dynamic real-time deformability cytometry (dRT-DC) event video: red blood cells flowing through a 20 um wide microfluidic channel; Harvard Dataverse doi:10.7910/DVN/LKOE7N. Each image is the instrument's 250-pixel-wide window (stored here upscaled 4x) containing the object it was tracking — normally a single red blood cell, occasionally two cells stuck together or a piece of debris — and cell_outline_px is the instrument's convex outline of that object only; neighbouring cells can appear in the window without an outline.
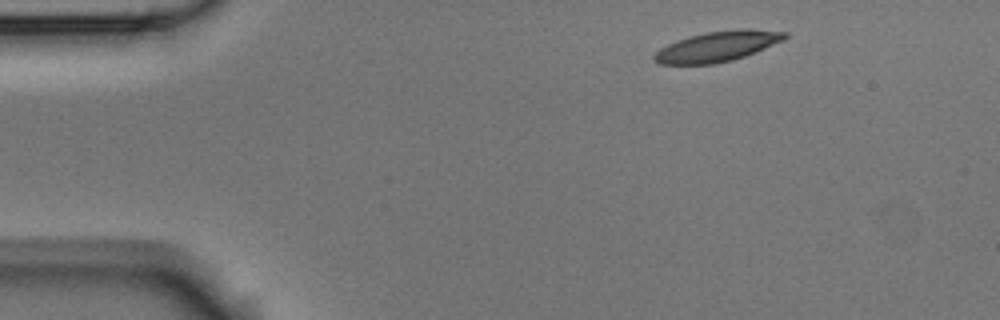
{"species": "Egyptian fruit bat (a non-hibernating species)", "species_latin": "Rousettus aegyptiacus", "temperature_condition": "room temperature", "stored_images_in_passage": 4, "camera_frame_rate_fps": 3000, "um_per_image_px": 0.085, "animal": {"sex": "male"}, "frame": {"image": 1, "passage_image": 1, "time_ms": 0.0, "image_size_px": [1000, 320], "cell_outline_px": [[788, 36], [784, 40], [744, 56], [732, 60], [712, 64], [660, 64], [652, 60], [652, 56], [660, 48], [676, 40], [708, 32], [740, 28], [752, 28], [788, 32]], "centroid_in_image_um": [60.99, 3.93], "position_along_channel_um": 24.0, "area_um2": 23.0}}
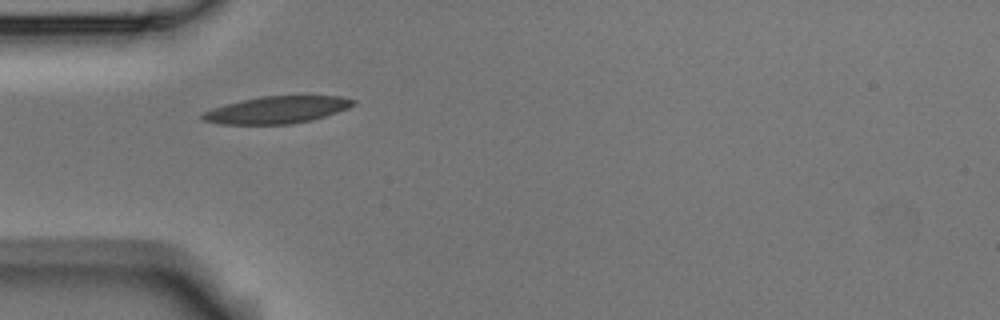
{"frame": {"image": 2, "passage_image": 3, "time_ms": 3.0, "image_size_px": [1000, 320], "cell_outline_px": [[356, 104], [336, 112], [312, 120], [288, 124], [220, 124], [204, 120], [200, 116], [204, 112], [212, 108], [224, 104], [240, 100], [260, 96], [340, 96], [356, 100]], "centroid_in_image_um": [23.51, 9.33], "position_along_channel_um": 61.5, "area_um2": 23.7}}
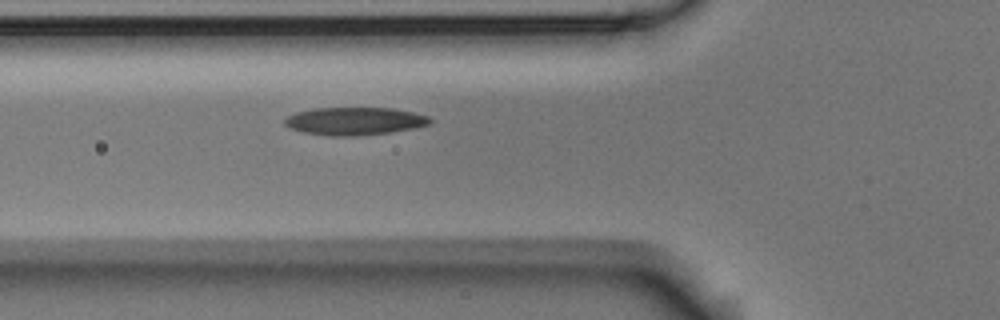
{"frame": {"image": 3, "passage_image": 4, "time_ms": 4.0, "image_size_px": [1000, 320], "cell_outline_px": [[432, 120], [428, 124], [412, 128], [388, 132], [352, 136], [332, 136], [304, 132], [288, 128], [284, 124], [284, 120], [288, 116], [296, 112], [316, 108], [392, 108], [412, 112], [428, 116]], "centroid_in_image_um": [30.09, 10.29], "position_along_channel_um": 95.7, "area_um2": 23.24}}